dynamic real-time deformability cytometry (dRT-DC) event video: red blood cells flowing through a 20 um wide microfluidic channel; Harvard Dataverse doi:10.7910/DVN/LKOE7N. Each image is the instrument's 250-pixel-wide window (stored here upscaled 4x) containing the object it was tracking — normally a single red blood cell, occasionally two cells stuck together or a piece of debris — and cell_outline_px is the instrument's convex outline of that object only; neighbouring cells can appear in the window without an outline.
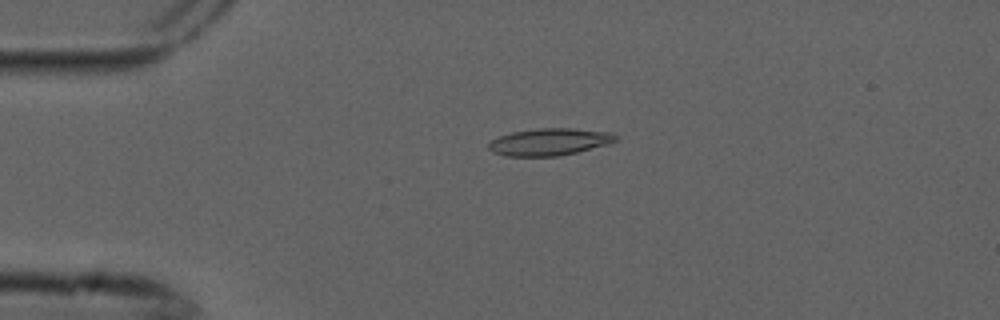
{"species": "common noctule bat (a hibernating species)", "species_latin": "Nyctalus noctula", "temperature_condition": "cold", "stored_images_in_passage": 5, "camera_frame_rate_fps": 3000, "um_per_image_px": 0.085, "animal": {"sex": "male", "forearm_length_mm": 52.5}, "frame": {"image": 1, "passage_image": 3, "time_ms": 0.667, "image_size_px": [1000, 320], "cell_outline_px": [[616, 140], [608, 144], [560, 156], [504, 156], [492, 152], [488, 148], [488, 144], [492, 140], [500, 136], [512, 132], [536, 128], [572, 128], [612, 132], [616, 136]], "centroid_in_image_um": [46.68, 12.06], "position_along_channel_um": 38.3, "area_um2": 20.06}}
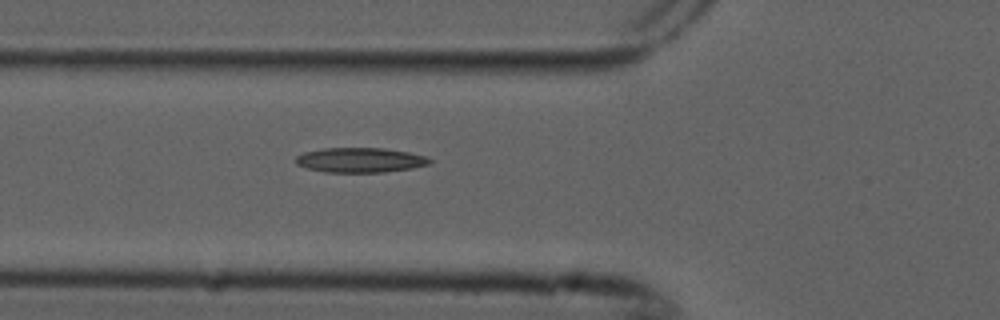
{"frame": {"image": 2, "passage_image": 5, "time_ms": 1.333, "image_size_px": [1000, 320], "cell_outline_px": [[432, 160], [428, 164], [412, 168], [384, 172], [324, 172], [308, 168], [296, 164], [296, 156], [304, 152], [324, 148], [384, 148], [408, 152], [424, 156]], "centroid_in_image_um": [30.59, 13.6], "position_along_channel_um": 95.2, "area_um2": 19.19}}